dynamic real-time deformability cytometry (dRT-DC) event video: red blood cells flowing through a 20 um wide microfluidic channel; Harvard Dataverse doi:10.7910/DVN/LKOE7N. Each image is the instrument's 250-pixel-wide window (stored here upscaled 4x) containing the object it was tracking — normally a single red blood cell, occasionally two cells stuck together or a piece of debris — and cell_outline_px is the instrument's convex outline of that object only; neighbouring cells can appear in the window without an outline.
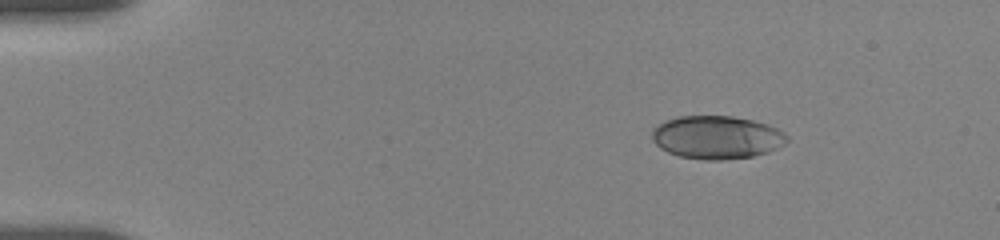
{"species": "human", "species_latin": "Homo sapiens", "temperature_condition": "room temperature", "stored_images_in_passage": 48, "camera_frame_rate_fps": 3000, "um_per_image_px": 0.085, "donor": {"sex": "female"}, "frame": {"image": 1, "passage_image": 1, "time_ms": 0.0, "image_size_px": [1000, 240], "cell_outline_px": [[788, 140], [784, 144], [768, 152], [752, 156], [724, 160], [704, 160], [680, 156], [668, 152], [660, 148], [652, 140], [652, 128], [656, 124], [664, 120], [676, 116], [732, 116], [752, 120], [768, 124], [784, 132], [788, 136]], "centroid_in_image_um": [60.89, 11.66], "position_along_channel_um": 24.1, "area_um2": 34.16}}
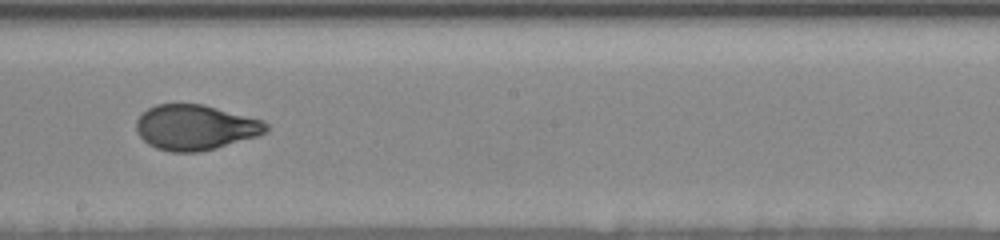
{"frame": {"image": 2, "passage_image": 25, "time_ms": 8.0, "image_size_px": [1000, 240], "cell_outline_px": [[268, 128], [264, 132], [256, 136], [216, 148], [200, 152], [172, 152], [156, 148], [148, 144], [136, 132], [136, 120], [148, 108], [156, 104], [204, 104], [264, 120], [268, 124]], "centroid_in_image_um": [16.59, 10.82], "position_along_channel_um": 231.6, "area_um2": 34.22}}
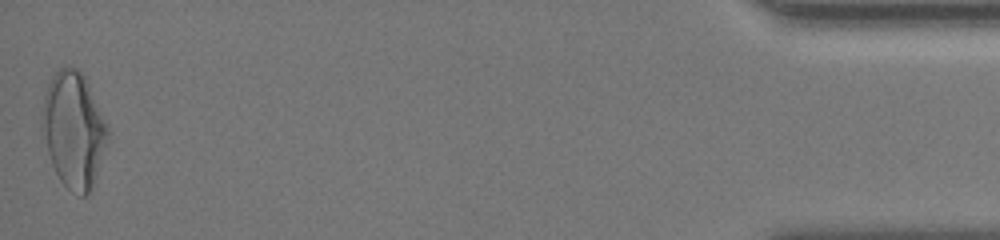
{"frame": {"image": 3, "passage_image": 48, "time_ms": 15.667, "image_size_px": [1000, 240], "cell_outline_px": [[108, 140], [92, 188], [84, 196], [80, 196], [72, 192], [60, 180], [52, 164], [40, 128], [40, 124], [44, 96], [48, 84], [52, 76], [60, 68], [76, 68], [84, 76], [108, 128]], "centroid_in_image_um": [6.23, 11.06], "position_along_channel_um": 429.0, "area_um2": 43.7}, "authors_computed_cell_mechanics": {"area_um2": 34.5355, "velocity_mm_per_s": 3.6516, "shape_relaxation_time_tau1_ms": 3.9301, "shape_relaxation_time_tau2_ms": null, "deformation_change_tau1": 0.1657, "deformation_change_tau2": null}}